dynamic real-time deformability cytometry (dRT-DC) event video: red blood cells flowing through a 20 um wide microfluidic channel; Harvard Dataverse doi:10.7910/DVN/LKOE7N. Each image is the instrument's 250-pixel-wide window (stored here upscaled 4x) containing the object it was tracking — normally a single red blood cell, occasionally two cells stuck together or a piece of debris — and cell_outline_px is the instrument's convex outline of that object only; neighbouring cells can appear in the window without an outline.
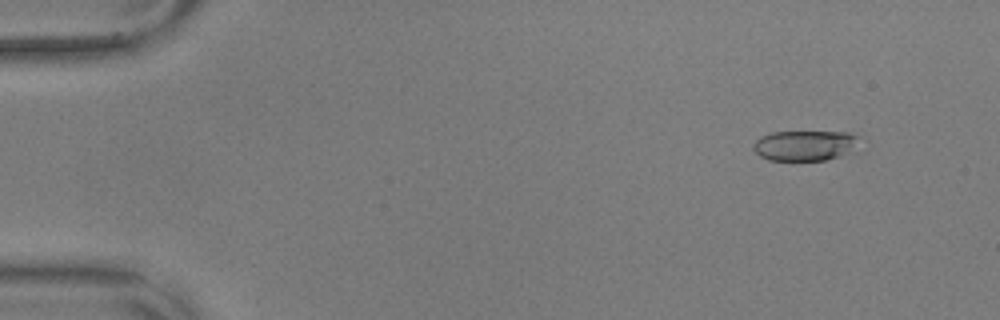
{"species": "common noctule bat (a hibernating species)", "species_latin": "Nyctalus noctula", "temperature_condition": "warm", "stored_images_in_passage": 56, "camera_frame_rate_fps": 3000, "um_per_image_px": 0.085, "animal": {"sex": "male", "body_mass_g": 17.9, "forearm_length_mm": 54.2}, "frame": {"image": 1, "passage_image": 5, "time_ms": 1.333, "image_size_px": [1000, 320], "cell_outline_px": [[860, 136], [852, 152], [840, 156], [824, 160], [768, 160], [760, 156], [752, 148], [752, 144], [760, 136], [772, 132], [848, 132]], "centroid_in_image_um": [68.4, 12.36], "position_along_channel_um": 16.6, "area_um2": 18.79}}
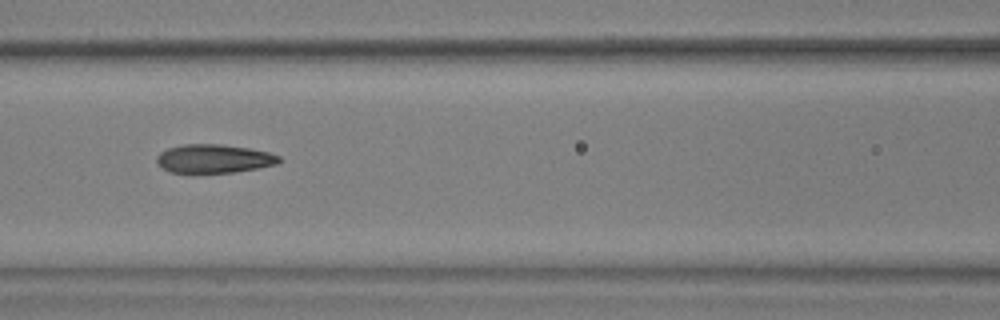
{"frame": {"image": 2, "passage_image": 25, "time_ms": 8.0, "image_size_px": [1000, 320], "cell_outline_px": [[284, 160], [276, 164], [256, 168], [232, 172], [168, 172], [156, 160], [156, 156], [160, 152], [168, 148], [184, 144], [220, 144], [248, 148], [268, 152], [280, 156]], "centroid_in_image_um": [18.2, 13.47], "position_along_channel_um": 148.4, "area_um2": 20.17}}
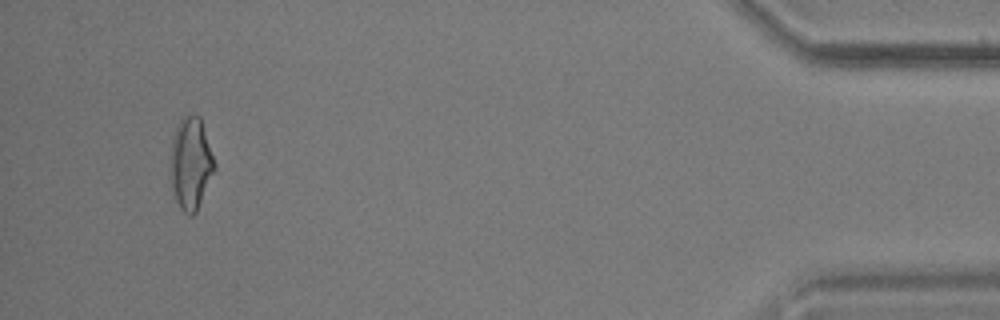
{"frame": {"image": 3, "passage_image": 53, "time_ms": 17.333, "image_size_px": [1000, 320], "cell_outline_px": [[216, 168], [196, 212], [192, 216], [188, 216], [180, 208], [176, 200], [168, 176], [168, 164], [172, 140], [176, 124], [184, 116], [200, 116], [216, 164]], "centroid_in_image_um": [16.18, 13.91], "position_along_channel_um": 419.0, "area_um2": 24.16}, "authors_computed_cell_mechanics": {"area_um2": 20.9814, "velocity_mm_per_s": 3.6191, "shape_relaxation_time_tau1_ms": 8.0744, "shape_relaxation_time_tau2_ms": 1.6085, "deformation_change_tau1": 0.2165, "deformation_change_tau2": 0.0834}}